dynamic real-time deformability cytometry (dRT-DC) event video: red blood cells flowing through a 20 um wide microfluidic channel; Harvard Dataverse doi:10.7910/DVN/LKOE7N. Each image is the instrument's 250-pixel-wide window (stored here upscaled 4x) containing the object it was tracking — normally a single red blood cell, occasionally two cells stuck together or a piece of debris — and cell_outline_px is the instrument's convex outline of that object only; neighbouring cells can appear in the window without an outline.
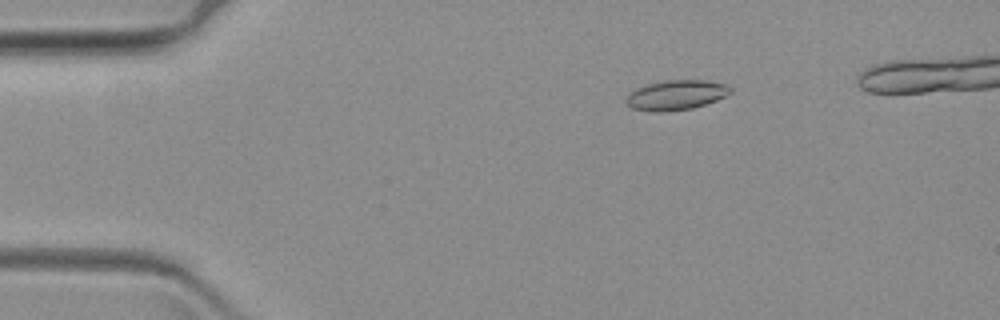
{"species": "common noctule bat (a hibernating species)", "species_latin": "Nyctalus noctula", "temperature_condition": "warm", "stored_images_in_passage": 33, "camera_frame_rate_fps": 3000, "um_per_image_px": 0.085, "animal": {"sex": "female", "body_mass_g": 19.3, "forearm_length_mm": 54.1}, "frame": {"image": 1, "passage_image": 4, "time_ms": 1.0, "image_size_px": [1000, 320], "cell_outline_px": [[732, 92], [716, 100], [692, 108], [664, 112], [656, 112], [632, 108], [624, 104], [624, 100], [628, 92], [644, 84], [664, 80], [704, 80], [728, 84], [732, 88]], "centroid_in_image_um": [57.41, 8.07], "position_along_channel_um": 27.6, "area_um2": 18.44}}
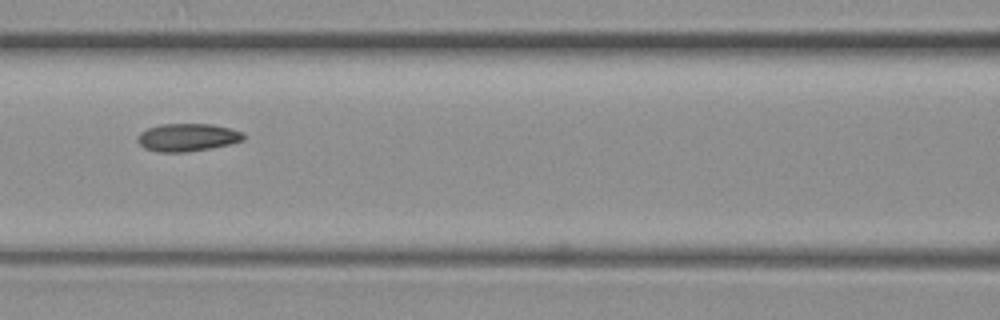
{"frame": {"image": 2, "passage_image": 21, "time_ms": 6.667, "image_size_px": [1000, 320], "cell_outline_px": [[244, 140], [232, 144], [188, 152], [156, 152], [144, 148], [136, 140], [136, 136], [140, 132], [148, 128], [160, 124], [212, 124], [244, 132]], "centroid_in_image_um": [15.91, 11.68], "position_along_channel_um": 150.7, "area_um2": 17.34}}
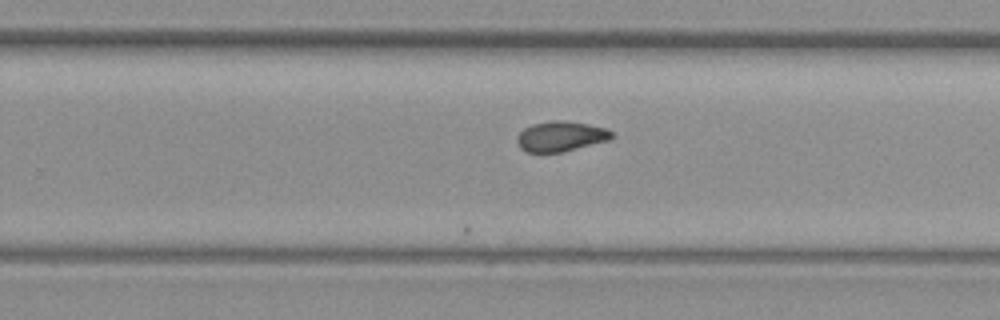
{"frame": {"image": 3, "passage_image": 33, "time_ms": 10.667, "image_size_px": [1000, 320], "cell_outline_px": [[612, 136], [608, 140], [560, 152], [528, 152], [520, 148], [516, 140], [516, 136], [524, 128], [532, 124], [552, 120], [564, 120], [588, 124], [604, 128], [612, 132]], "centroid_in_image_um": [47.61, 11.57], "position_along_channel_um": 282.2, "area_um2": 16.42}}